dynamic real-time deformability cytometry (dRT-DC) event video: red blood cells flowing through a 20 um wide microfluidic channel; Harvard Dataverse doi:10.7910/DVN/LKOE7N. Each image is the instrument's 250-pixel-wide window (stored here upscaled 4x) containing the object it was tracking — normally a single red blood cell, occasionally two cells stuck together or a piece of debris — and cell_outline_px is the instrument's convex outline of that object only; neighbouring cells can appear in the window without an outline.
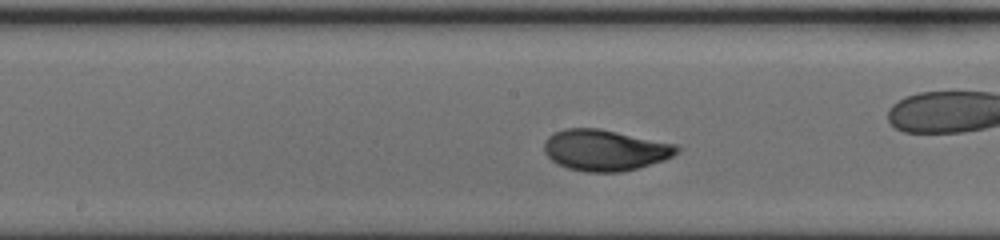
{"species": "human", "species_latin": "Homo sapiens", "temperature_condition": "cold", "stored_images_in_passage": 36, "camera_frame_rate_fps": 3000, "um_per_image_px": 0.085, "donor": {"sex": "female"}, "frame": {"image": 1, "passage_image": 21, "time_ms": 6.667, "image_size_px": [1000, 240], "cell_outline_px": [[680, 152], [664, 160], [636, 168], [620, 172], [584, 172], [568, 168], [556, 164], [544, 152], [544, 140], [548, 136], [564, 128], [600, 128], [676, 144], [680, 148]], "centroid_in_image_um": [51.41, 12.76], "position_along_channel_um": 196.8, "area_um2": 31.91}}